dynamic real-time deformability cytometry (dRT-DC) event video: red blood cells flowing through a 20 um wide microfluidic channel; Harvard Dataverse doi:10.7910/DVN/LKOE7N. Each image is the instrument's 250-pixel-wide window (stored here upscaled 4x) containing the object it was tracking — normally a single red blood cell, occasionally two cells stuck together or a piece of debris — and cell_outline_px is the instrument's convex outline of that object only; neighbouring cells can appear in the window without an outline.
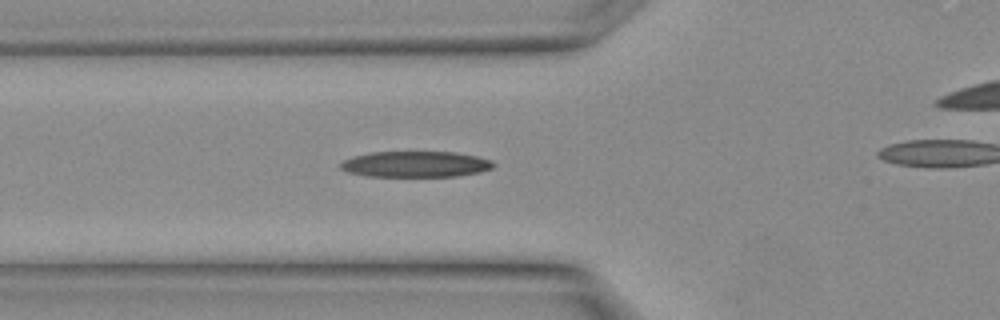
{"species": "Egyptian fruit bat (a non-hibernating species)", "species_latin": "Rousettus aegyptiacus", "temperature_condition": "warm", "stored_images_in_passage": 7, "camera_frame_rate_fps": 3000, "um_per_image_px": 0.085, "animal": {"sex": "female"}, "frame": {"image": 1, "passage_image": 2, "time_ms": 0.333, "image_size_px": [1000, 320], "cell_outline_px": [[496, 164], [492, 168], [480, 172], [456, 176], [368, 176], [348, 172], [340, 168], [340, 164], [344, 160], [352, 156], [372, 152], [456, 152], [476, 156], [492, 160]], "centroid_in_image_um": [35.34, 13.95], "position_along_channel_um": 90.5, "area_um2": 23.06}}
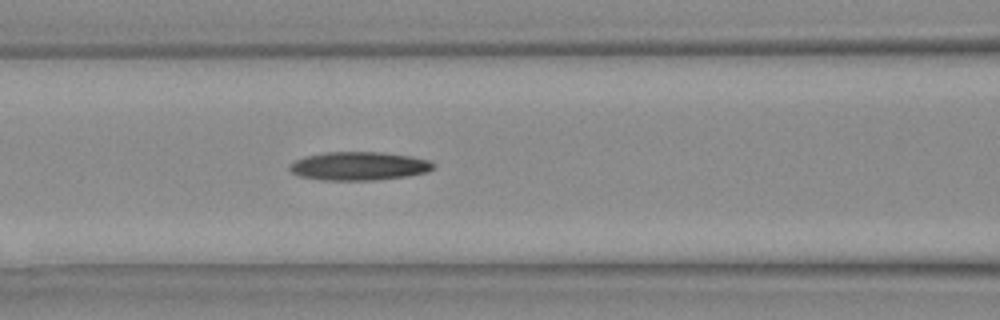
{"frame": {"image": 2, "passage_image": 4, "time_ms": 1.0, "image_size_px": [1000, 320], "cell_outline_px": [[436, 168], [428, 172], [408, 176], [372, 180], [320, 180], [300, 176], [292, 172], [288, 168], [288, 164], [304, 156], [328, 152], [380, 152], [408, 156], [428, 160], [436, 164]], "centroid_in_image_um": [30.51, 14.12], "position_along_channel_um": 136.1, "area_um2": 23.93}}